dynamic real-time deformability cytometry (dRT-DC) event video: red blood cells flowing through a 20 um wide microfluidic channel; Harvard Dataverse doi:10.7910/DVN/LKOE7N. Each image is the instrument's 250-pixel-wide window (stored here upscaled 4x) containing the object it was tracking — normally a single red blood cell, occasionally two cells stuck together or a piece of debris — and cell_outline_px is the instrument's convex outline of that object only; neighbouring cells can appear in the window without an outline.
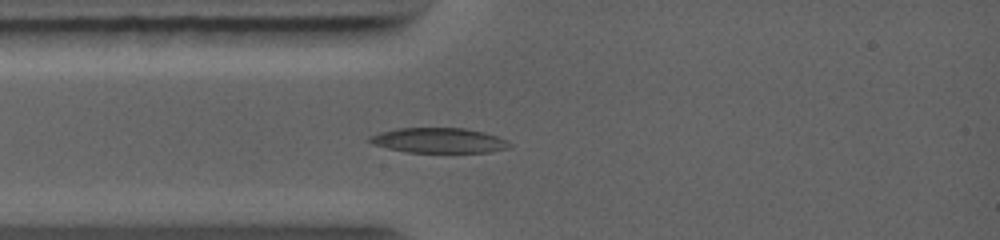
{"species": "common noctule bat (a hibernating species)", "species_latin": "Nyctalus noctula", "temperature_condition": "warm", "stored_images_in_passage": 42, "camera_frame_rate_fps": 5000, "um_per_image_px": 0.085, "animal": {"sex": "female", "body_mass_g": 19.0, "forearm_length_mm": 56.7}, "frame": {"image": 1, "passage_image": 14, "time_ms": 2.2, "image_size_px": [1000, 240], "cell_outline_px": [[512, 144], [508, 148], [492, 152], [408, 152], [388, 148], [372, 144], [368, 140], [368, 136], [380, 132], [396, 128], [464, 128], [484, 132], [508, 140]], "centroid_in_image_um": [37.3, 11.93], "position_along_channel_um": 47.7, "area_um2": 20.46}}
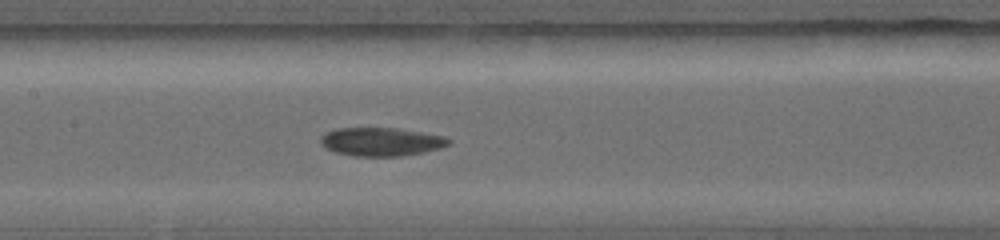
{"frame": {"image": 2, "passage_image": 22, "time_ms": 5.0, "image_size_px": [1000, 240], "cell_outline_px": [[452, 144], [440, 148], [424, 152], [400, 156], [352, 156], [336, 152], [324, 148], [320, 144], [320, 136], [324, 132], [336, 128], [400, 128], [444, 136], [452, 140]], "centroid_in_image_um": [32.39, 12.04], "position_along_channel_um": 175.0, "area_um2": 21.56}}
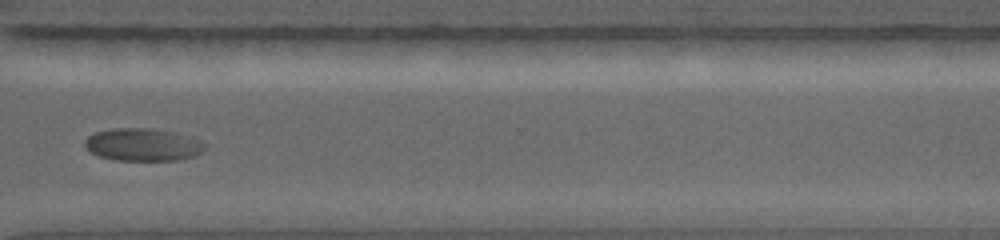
{"frame": {"image": 3, "passage_image": 33, "time_ms": 9.0, "image_size_px": [1000, 240], "cell_outline_px": [[208, 148], [204, 152], [196, 156], [180, 160], [112, 160], [100, 156], [92, 152], [84, 144], [84, 140], [88, 136], [96, 132], [112, 128], [152, 128], [176, 132], [200, 140], [208, 144]], "centroid_in_image_um": [12.23, 12.29], "position_along_channel_um": 358.4, "area_um2": 23.18}}